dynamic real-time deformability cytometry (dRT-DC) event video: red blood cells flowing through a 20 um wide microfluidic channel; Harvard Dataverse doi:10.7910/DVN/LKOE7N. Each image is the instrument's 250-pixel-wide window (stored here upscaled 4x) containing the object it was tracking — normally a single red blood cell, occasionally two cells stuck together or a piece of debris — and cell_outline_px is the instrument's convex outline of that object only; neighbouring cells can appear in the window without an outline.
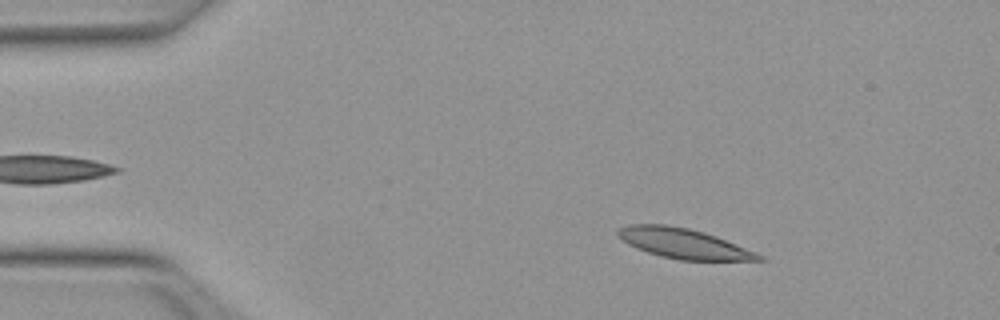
{"species": "Egyptian fruit bat (a non-hibernating species)", "species_latin": "Rousettus aegyptiacus", "temperature_condition": "warm", "stored_images_in_passage": 48, "camera_frame_rate_fps": 3000, "um_per_image_px": 0.085, "animal": {"sex": "female"}, "frame": {"image": 1, "passage_image": 5, "time_ms": 1.333, "image_size_px": [1000, 320], "cell_outline_px": [[768, 260], [680, 260], [660, 256], [636, 248], [628, 244], [616, 236], [616, 228], [628, 224], [664, 224], [688, 228], [704, 232], [716, 236], [756, 252], [764, 256]], "centroid_in_image_um": [58.06, 20.68], "position_along_channel_um": 26.9, "area_um2": 24.74}}
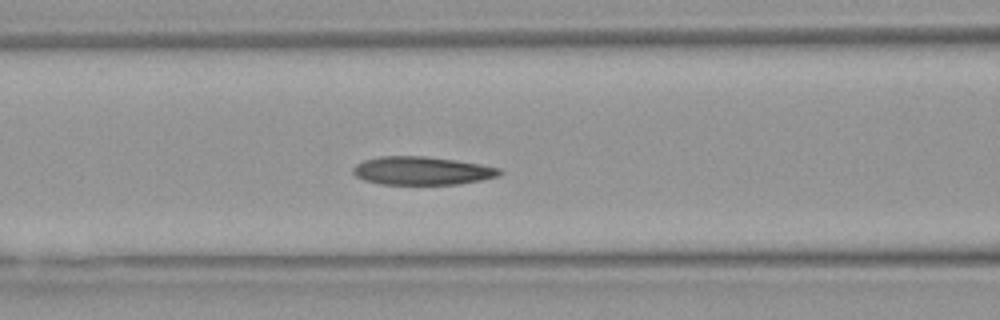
{"frame": {"image": 2, "passage_image": 18, "time_ms": 5.667, "image_size_px": [1000, 320], "cell_outline_px": [[504, 172], [500, 176], [460, 184], [380, 184], [364, 180], [356, 176], [352, 172], [352, 168], [356, 164], [364, 160], [380, 156], [424, 156], [456, 160], [480, 164], [500, 168]], "centroid_in_image_um": [35.88, 14.51], "position_along_channel_um": 130.7, "area_um2": 24.22}}
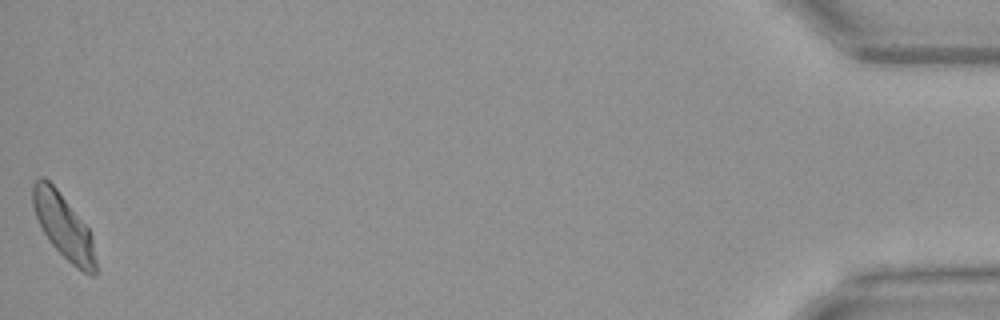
{"frame": {"image": 3, "passage_image": 48, "time_ms": 15.667, "image_size_px": [1000, 320], "cell_outline_px": [[96, 272], [92, 276], [76, 268], [48, 240], [36, 216], [32, 204], [32, 184], [40, 176], [44, 176], [56, 188], [88, 228], [92, 236], [96, 260]], "centroid_in_image_um": [5.4, 19.23], "position_along_channel_um": 429.8, "area_um2": 23.35}, "authors_computed_cell_mechanics": {"area_um2": 24.3916, "velocity_mm_per_s": 3.9791, "shape_relaxation_time_tau1_ms": 9.2246, "shape_relaxation_time_tau2_ms": 4.3945, "deformation_change_tau1": 0.2184, "deformation_change_tau2": 0.1227}}